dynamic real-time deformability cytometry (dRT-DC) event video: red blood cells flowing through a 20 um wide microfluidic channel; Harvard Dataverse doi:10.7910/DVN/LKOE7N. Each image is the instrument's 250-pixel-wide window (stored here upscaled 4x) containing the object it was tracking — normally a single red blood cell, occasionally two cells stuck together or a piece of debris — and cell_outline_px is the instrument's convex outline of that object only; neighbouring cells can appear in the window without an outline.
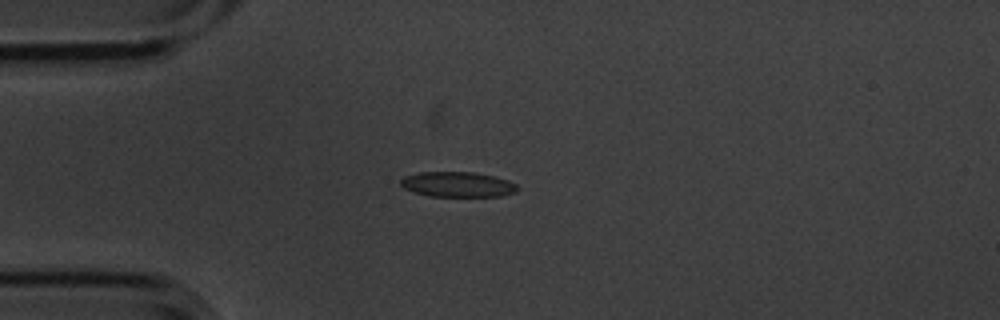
{"species": "common noctule bat (a hibernating species)", "species_latin": "Nyctalus noctula", "temperature_condition": "cold", "stored_images_in_passage": 4, "camera_frame_rate_fps": 3000, "um_per_image_px": 0.085, "animal": {"sex": "male", "body_mass_g": 20.1, "forearm_length_mm": 53.5}, "frame": {"image": 1, "passage_image": 4, "time_ms": 1.0, "image_size_px": [1000, 320], "cell_outline_px": [[520, 188], [516, 192], [500, 196], [428, 196], [412, 192], [404, 188], [400, 184], [400, 180], [404, 176], [420, 172], [472, 172], [492, 176], [508, 180], [516, 184]], "centroid_in_image_um": [38.88, 15.68], "position_along_channel_um": 46.1, "area_um2": 17.17}}